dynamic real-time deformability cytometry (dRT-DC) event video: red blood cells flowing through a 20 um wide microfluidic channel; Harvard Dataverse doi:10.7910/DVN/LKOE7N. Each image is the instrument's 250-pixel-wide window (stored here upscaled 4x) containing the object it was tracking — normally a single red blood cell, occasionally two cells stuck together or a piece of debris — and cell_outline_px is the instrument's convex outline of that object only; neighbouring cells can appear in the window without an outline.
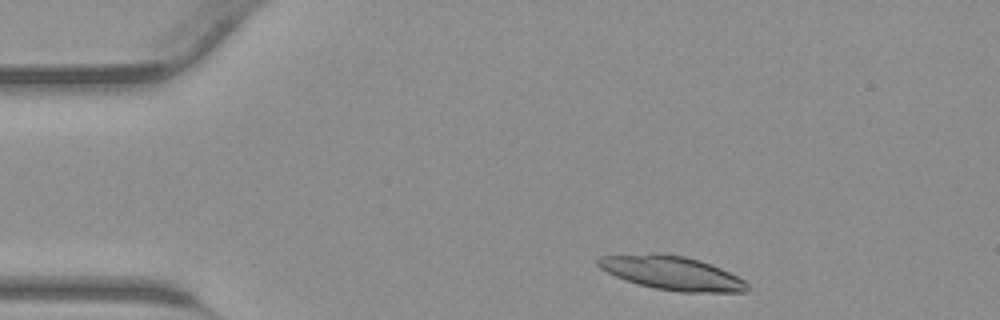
{"species": "common noctule bat (a hibernating species)", "species_latin": "Nyctalus noctula", "temperature_condition": "warm", "stored_images_in_passage": 38, "camera_frame_rate_fps": 3000, "um_per_image_px": 0.085, "animal": {"sex": "male", "body_mass_g": 23.1, "forearm_length_mm": 52.7}, "frame": {"image": 1, "passage_image": 2, "time_ms": 0.333, "image_size_px": [1000, 320], "cell_outline_px": [[748, 292], [680, 292], [656, 288], [640, 284], [616, 276], [600, 268], [596, 264], [596, 260], [600, 256], [652, 252], [660, 252], [684, 256], [700, 260], [720, 268], [744, 280], [748, 284]], "centroid_in_image_um": [57.1, 23.18], "position_along_channel_um": 27.9, "area_um2": 29.36}}